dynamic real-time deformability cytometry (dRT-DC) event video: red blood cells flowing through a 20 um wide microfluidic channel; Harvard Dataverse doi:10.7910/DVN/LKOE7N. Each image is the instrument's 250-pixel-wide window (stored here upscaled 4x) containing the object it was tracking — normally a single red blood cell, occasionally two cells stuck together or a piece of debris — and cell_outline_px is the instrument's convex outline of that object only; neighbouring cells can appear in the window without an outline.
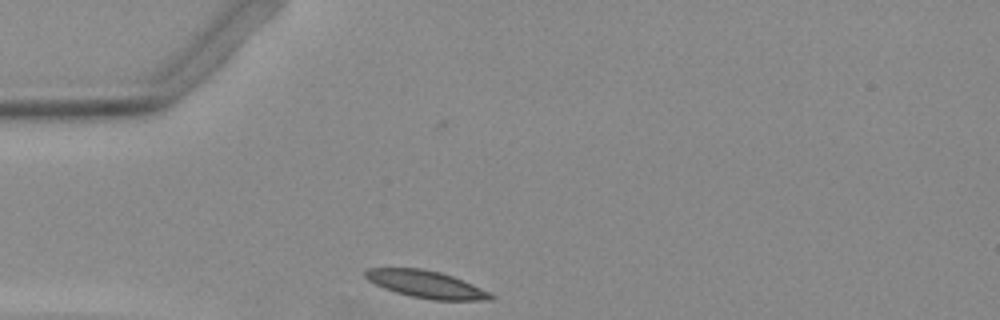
{"species": "Egyptian fruit bat (a non-hibernating species)", "species_latin": "Rousettus aegyptiacus", "temperature_condition": "warm", "stored_images_in_passage": 28, "camera_frame_rate_fps": 3000, "um_per_image_px": 0.085, "animal": {"sex": "female"}, "frame": {"image": 1, "passage_image": 1, "time_ms": 0.0, "image_size_px": [1000, 320], "cell_outline_px": [[496, 296], [492, 300], [432, 300], [412, 296], [396, 292], [384, 288], [368, 280], [364, 276], [364, 272], [368, 268], [420, 268], [440, 272], [452, 276], [472, 284]], "centroid_in_image_um": [36.21, 24.16], "position_along_channel_um": 48.8, "area_um2": 19.71}}
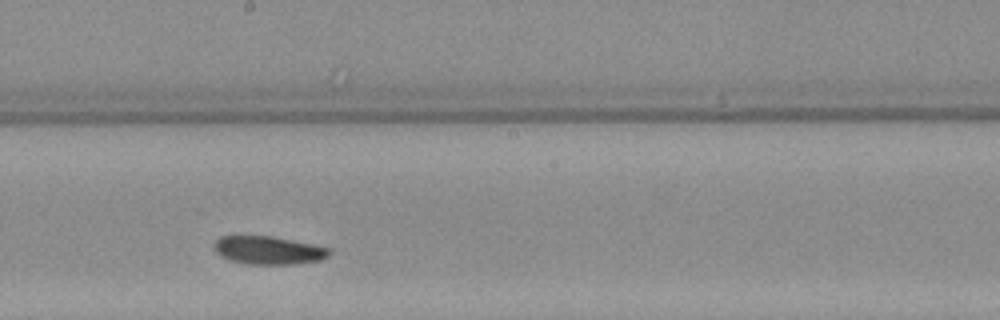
{"frame": {"image": 2, "passage_image": 16, "time_ms": 5.0, "image_size_px": [1000, 320], "cell_outline_px": [[332, 252], [328, 256], [320, 260], [300, 264], [248, 264], [232, 260], [220, 256], [212, 248], [212, 244], [220, 236], [272, 236], [312, 244], [328, 248]], "centroid_in_image_um": [22.79, 21.27], "position_along_channel_um": 225.4, "area_um2": 18.96}}
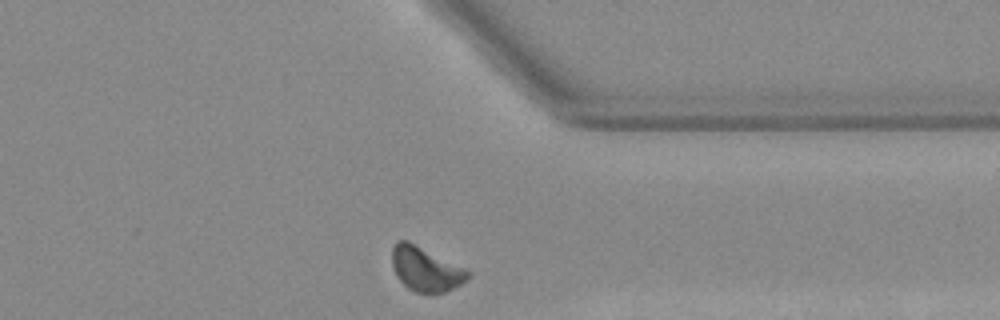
{"frame": {"image": 3, "passage_image": 28, "time_ms": 9.0, "image_size_px": [1000, 320], "cell_outline_px": [[472, 276], [460, 284], [444, 292], [416, 292], [408, 288], [396, 276], [392, 264], [392, 248], [396, 240], [408, 240], [472, 272]], "centroid_in_image_um": [36.17, 22.85], "position_along_channel_um": 375.2, "area_um2": 19.42}}